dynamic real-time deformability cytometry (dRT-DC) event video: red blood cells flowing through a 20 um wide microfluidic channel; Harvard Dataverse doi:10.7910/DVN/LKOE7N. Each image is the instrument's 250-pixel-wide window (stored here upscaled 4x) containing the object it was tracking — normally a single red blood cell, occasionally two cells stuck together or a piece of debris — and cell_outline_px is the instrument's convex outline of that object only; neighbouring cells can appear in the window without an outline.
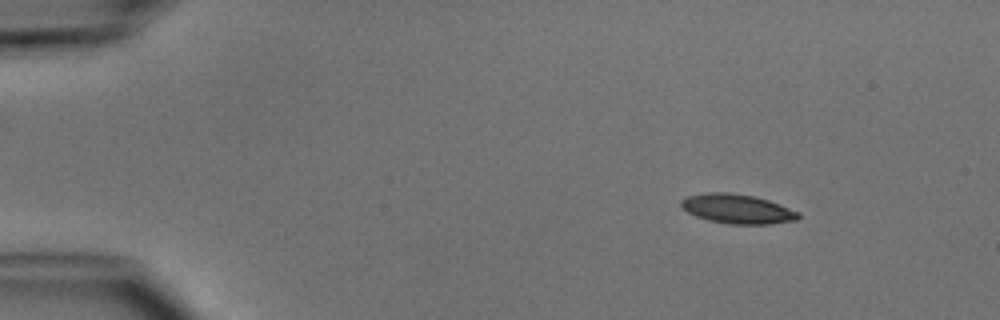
{"species": "common noctule bat (a hibernating species)", "species_latin": "Nyctalus noctula", "temperature_condition": "cold", "stored_images_in_passage": 5, "camera_frame_rate_fps": 3000, "um_per_image_px": 0.085, "animal": {"sex": "male", "body_mass_g": 15.6}, "frame": {"image": 1, "passage_image": 2, "time_ms": 1.0, "image_size_px": [1000, 320], "cell_outline_px": [[800, 216], [796, 220], [768, 224], [732, 224], [708, 220], [696, 216], [688, 212], [680, 204], [680, 200], [688, 196], [708, 192], [732, 192], [756, 196], [780, 204], [800, 212]], "centroid_in_image_um": [62.69, 17.74], "position_along_channel_um": 22.3, "area_um2": 20.11}}
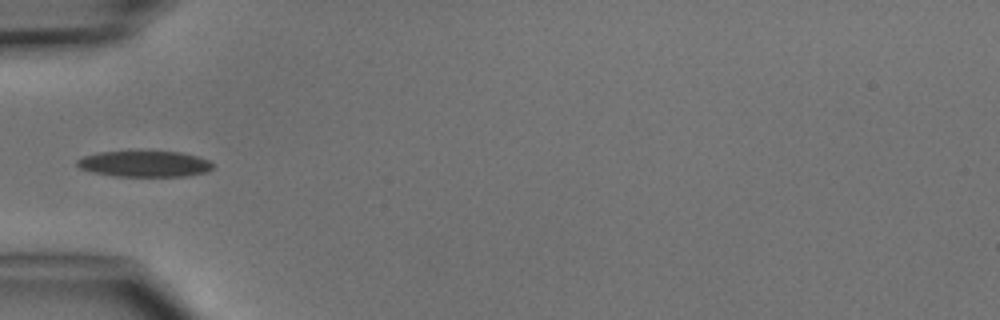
{"frame": {"image": 2, "passage_image": 4, "time_ms": 4.333, "image_size_px": [1000, 320], "cell_outline_px": [[212, 168], [208, 172], [188, 176], [112, 176], [92, 172], [80, 168], [76, 164], [76, 160], [84, 156], [100, 152], [180, 152], [196, 156], [208, 160], [212, 164]], "centroid_in_image_um": [12.28, 13.94], "position_along_channel_um": 72.7, "area_um2": 20.4}}